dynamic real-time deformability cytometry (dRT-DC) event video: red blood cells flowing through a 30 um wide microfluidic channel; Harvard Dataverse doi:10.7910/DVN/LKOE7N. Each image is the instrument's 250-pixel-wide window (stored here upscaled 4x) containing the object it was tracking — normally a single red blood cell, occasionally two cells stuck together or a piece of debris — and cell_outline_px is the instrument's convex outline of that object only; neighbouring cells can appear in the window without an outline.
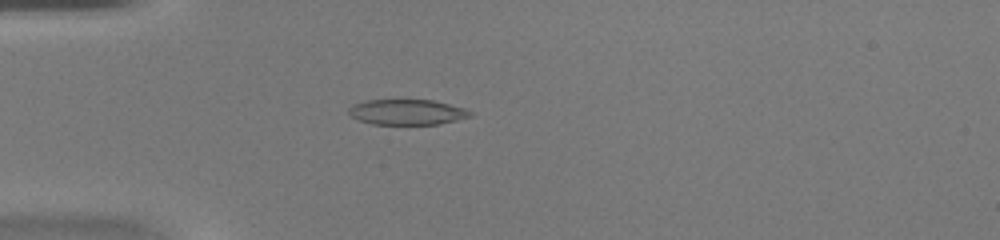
{"species": "common noctule bat (a hibernating species)", "species_latin": "Nyctalus noctula", "temperature_condition": "warm", "stored_images_in_passage": 49, "camera_frame_rate_fps": 3000, "um_per_image_px": 0.085, "animal": {"sex": "female", "body_mass_g": 20.0, "forearm_length_mm": 54.0}, "frame": {"image": 1, "passage_image": 14, "time_ms": 4.333, "image_size_px": [1000, 240], "cell_outline_px": [[476, 112], [472, 116], [440, 124], [372, 124], [356, 120], [348, 112], [348, 108], [352, 104], [368, 100], [432, 100], [464, 108]], "centroid_in_image_um": [34.6, 9.53], "position_along_channel_um": 50.4, "area_um2": 18.09}}
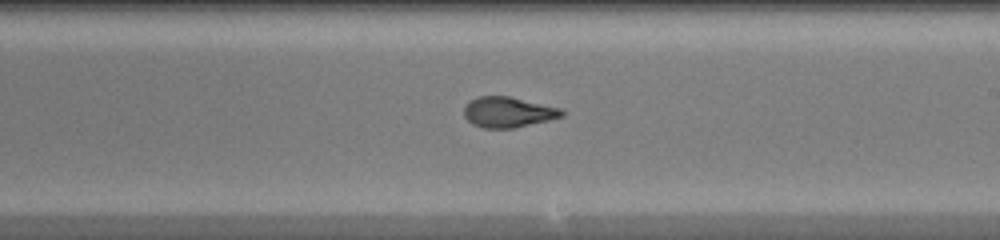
{"frame": {"image": 2, "passage_image": 29, "time_ms": 9.333, "image_size_px": [1000, 240], "cell_outline_px": [[564, 116], [548, 120], [512, 128], [484, 128], [472, 124], [464, 116], [464, 108], [472, 100], [480, 96], [508, 96], [560, 108], [564, 112]], "centroid_in_image_um": [43.18, 9.54], "position_along_channel_um": 245.8, "area_um2": 17.05}}
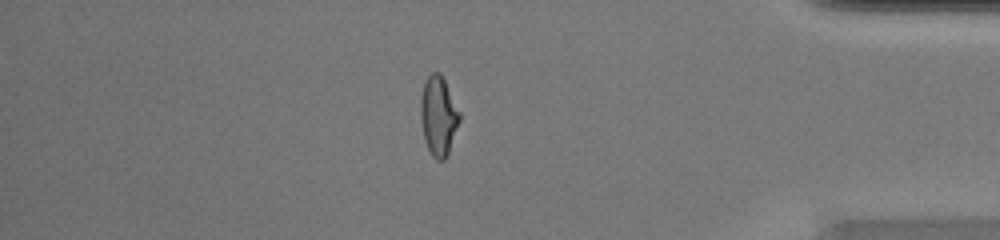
{"frame": {"image": 3, "passage_image": 42, "time_ms": 13.667, "image_size_px": [1000, 240], "cell_outline_px": [[460, 120], [448, 152], [444, 160], [436, 160], [432, 156], [424, 140], [420, 116], [420, 96], [424, 80], [432, 72], [440, 72], [460, 112]], "centroid_in_image_um": [37.24, 9.83], "position_along_channel_um": 398.0, "area_um2": 17.98}, "authors_computed_cell_mechanics": {"area_um2": 18.1492, "velocity_mm_per_s": 4.2135, "shape_relaxation_time_tau1_ms": 6.5331, "shape_relaxation_time_tau2_ms": 1.0192, "deformation_change_tau1": 0.2722, "deformation_change_tau2": 0.0776}}